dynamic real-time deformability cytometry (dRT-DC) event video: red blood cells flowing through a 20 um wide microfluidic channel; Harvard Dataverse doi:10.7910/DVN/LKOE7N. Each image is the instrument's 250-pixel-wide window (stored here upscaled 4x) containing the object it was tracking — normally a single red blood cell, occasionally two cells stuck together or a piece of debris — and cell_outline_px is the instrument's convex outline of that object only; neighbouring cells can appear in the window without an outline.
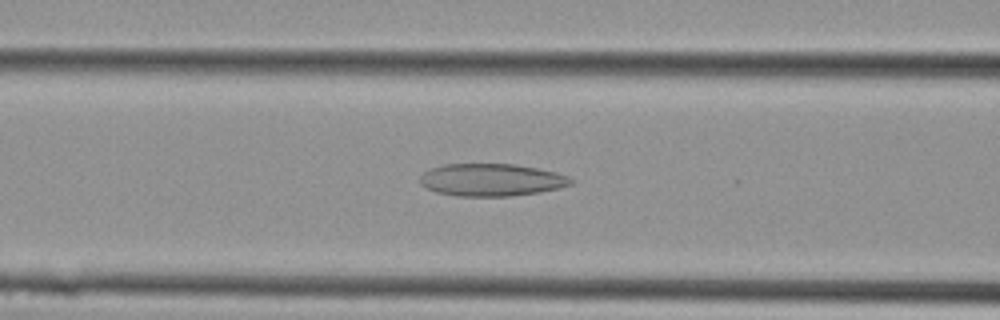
{"species": "Egyptian fruit bat (a non-hibernating species)", "species_latin": "Rousettus aegyptiacus", "temperature_condition": "cold", "stored_images_in_passage": 14, "camera_frame_rate_fps": 3000, "um_per_image_px": 0.085, "animal": {"sex": "female"}, "frame": {"image": 1, "passage_image": 10, "time_ms": 3.0, "image_size_px": [1000, 320], "cell_outline_px": [[576, 180], [572, 184], [560, 188], [540, 192], [512, 196], [456, 196], [436, 192], [420, 184], [420, 176], [424, 172], [432, 168], [444, 164], [516, 164], [556, 172], [568, 176]], "centroid_in_image_um": [41.8, 15.29], "position_along_channel_um": 124.8, "area_um2": 28.67}}
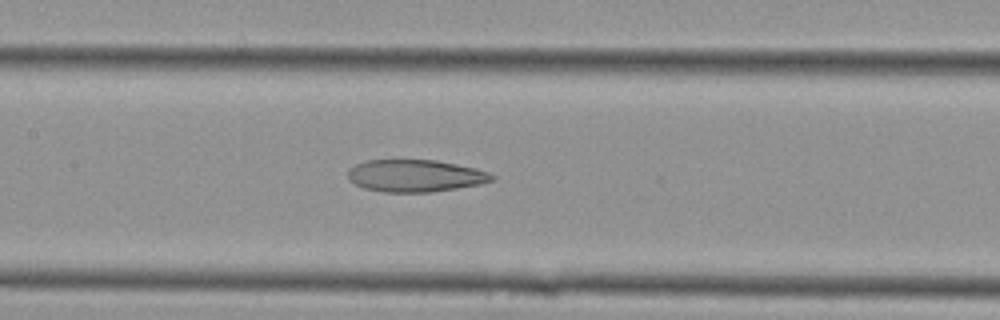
{"frame": {"image": 2, "passage_image": 12, "time_ms": 3.667, "image_size_px": [1000, 320], "cell_outline_px": [[496, 180], [480, 184], [432, 192], [384, 192], [364, 188], [348, 180], [348, 168], [364, 160], [436, 160], [476, 168], [488, 172], [496, 176]], "centroid_in_image_um": [35.3, 14.94], "position_along_channel_um": 172.1, "area_um2": 27.17}}
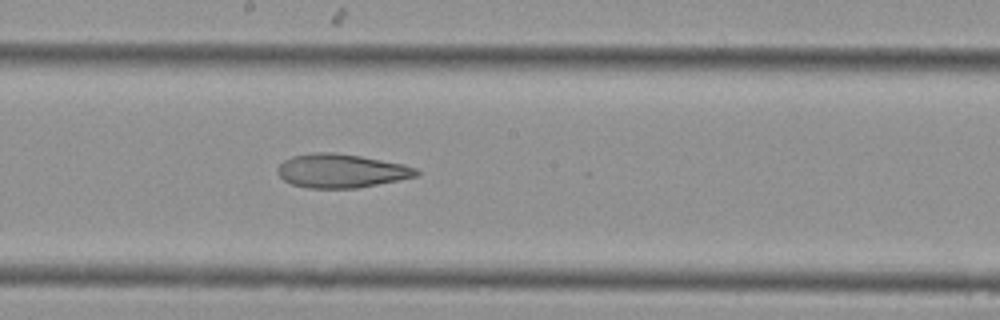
{"frame": {"image": 3, "passage_image": 14, "time_ms": 4.333, "image_size_px": [1000, 320], "cell_outline_px": [[420, 172], [416, 176], [400, 180], [356, 188], [308, 188], [292, 184], [284, 180], [276, 172], [276, 168], [284, 160], [292, 156], [316, 152], [332, 152], [360, 156], [404, 164], [416, 168]], "centroid_in_image_um": [28.99, 14.52], "position_along_channel_um": 219.2, "area_um2": 27.28}}